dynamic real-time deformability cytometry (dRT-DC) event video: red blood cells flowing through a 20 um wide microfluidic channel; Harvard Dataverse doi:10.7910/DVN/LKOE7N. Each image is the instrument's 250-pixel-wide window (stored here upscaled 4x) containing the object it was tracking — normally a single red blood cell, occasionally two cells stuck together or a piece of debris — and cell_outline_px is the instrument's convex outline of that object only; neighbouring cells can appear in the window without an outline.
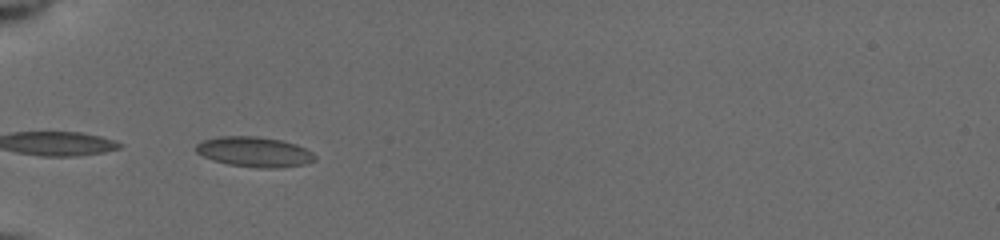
{"species": "common noctule bat (a hibernating species)", "species_latin": "Nyctalus noctula", "temperature_condition": "cold", "stored_images_in_passage": 14, "camera_frame_rate_fps": 3000, "um_per_image_px": 0.085, "animal": {"sex": "female", "body_mass_g": 19.5, "forearm_length_mm": 54.1}, "frame": {"image": 1, "passage_image": 4, "time_ms": 3.333, "image_size_px": [1000, 240], "cell_outline_px": [[316, 160], [304, 164], [276, 168], [256, 168], [228, 164], [212, 160], [196, 152], [196, 144], [204, 140], [216, 136], [256, 136], [280, 140], [296, 144], [312, 152], [316, 156]], "centroid_in_image_um": [21.61, 12.91], "position_along_channel_um": 63.4, "area_um2": 20.87}}
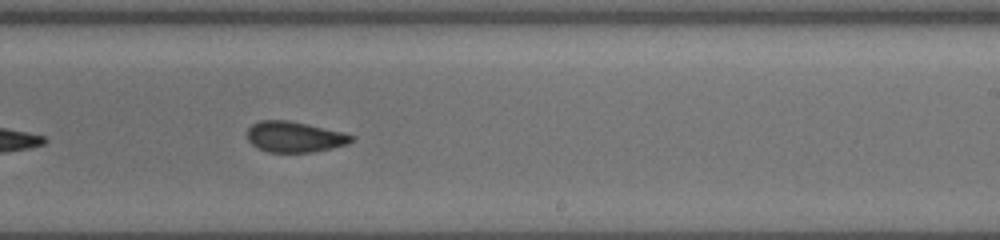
{"frame": {"image": 2, "passage_image": 9, "time_ms": 8.667, "image_size_px": [1000, 240], "cell_outline_px": [[356, 140], [348, 144], [332, 148], [312, 152], [268, 152], [256, 148], [248, 140], [248, 128], [252, 124], [260, 120], [288, 120], [308, 124], [344, 132], [356, 136]], "centroid_in_image_um": [25.08, 11.63], "position_along_channel_um": 263.9, "area_um2": 18.9}}
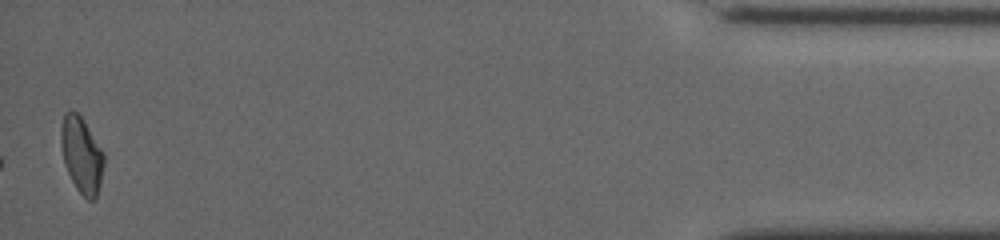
{"frame": {"image": 3, "passage_image": 14, "time_ms": 14.667, "image_size_px": [1000, 240], "cell_outline_px": [[104, 164], [100, 184], [96, 200], [88, 200], [76, 188], [64, 164], [60, 148], [60, 128], [64, 112], [72, 108], [84, 120], [104, 152]], "centroid_in_image_um": [6.92, 13.13], "position_along_channel_um": 428.3, "area_um2": 19.36}, "authors_computed_cell_mechanics": {"area_um2": 19.2185, "velocity_mm_per_s": 3.9258, "shape_relaxation_time_tau1_ms": 1.9893, "shape_relaxation_time_tau2_ms": 1.4716, "deformation_change_tau1": 0.1149, "deformation_change_tau2": 0.0779}}